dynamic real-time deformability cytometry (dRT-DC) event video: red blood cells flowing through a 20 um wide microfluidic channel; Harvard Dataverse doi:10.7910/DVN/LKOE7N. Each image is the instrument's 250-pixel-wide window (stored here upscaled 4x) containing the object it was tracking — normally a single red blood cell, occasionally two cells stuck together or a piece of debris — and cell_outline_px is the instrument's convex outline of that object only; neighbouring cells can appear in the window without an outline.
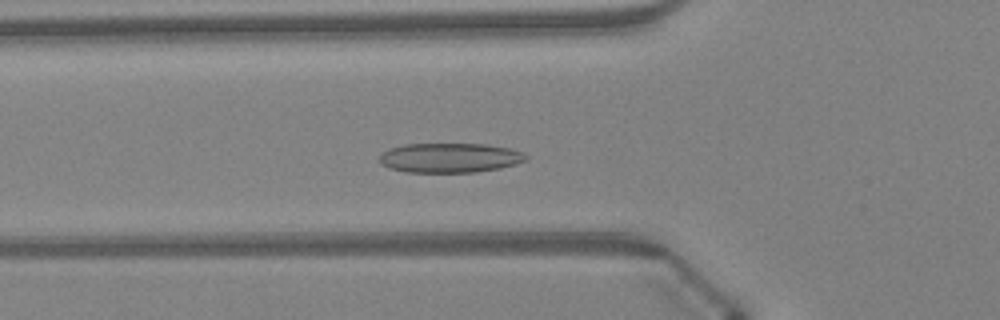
{"species": "Egyptian fruit bat (a non-hibernating species)", "species_latin": "Rousettus aegyptiacus", "temperature_condition": "warm", "stored_images_in_passage": 48, "camera_frame_rate_fps": 3000, "um_per_image_px": 0.085, "animal": {"sex": "female"}, "frame": {"image": 1, "passage_image": 17, "time_ms": 5.333, "image_size_px": [1000, 320], "cell_outline_px": [[528, 160], [516, 164], [500, 168], [476, 172], [408, 172], [388, 168], [380, 164], [380, 156], [388, 148], [404, 144], [488, 144], [512, 148], [524, 152], [528, 156]], "centroid_in_image_um": [38.28, 13.41], "position_along_channel_um": 87.5, "area_um2": 25.55}}
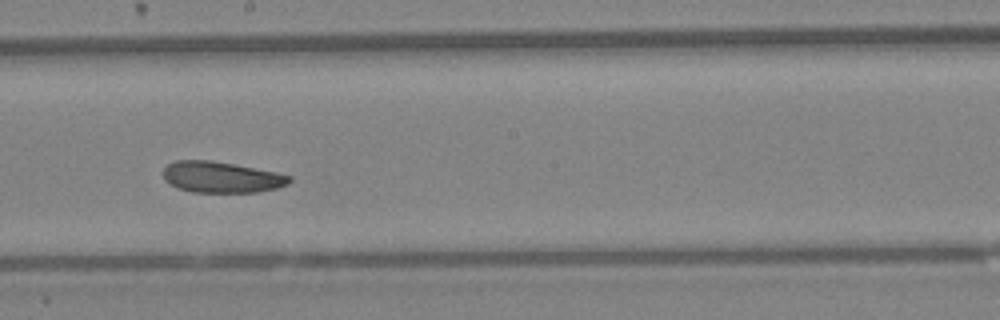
{"frame": {"image": 2, "passage_image": 27, "time_ms": 8.667, "image_size_px": [1000, 320], "cell_outline_px": [[292, 180], [288, 184], [276, 188], [256, 192], [192, 192], [180, 188], [164, 180], [164, 168], [168, 164], [176, 160], [212, 160], [276, 172], [292, 176]], "centroid_in_image_um": [18.84, 15.05], "position_along_channel_um": 229.4, "area_um2": 22.72}}
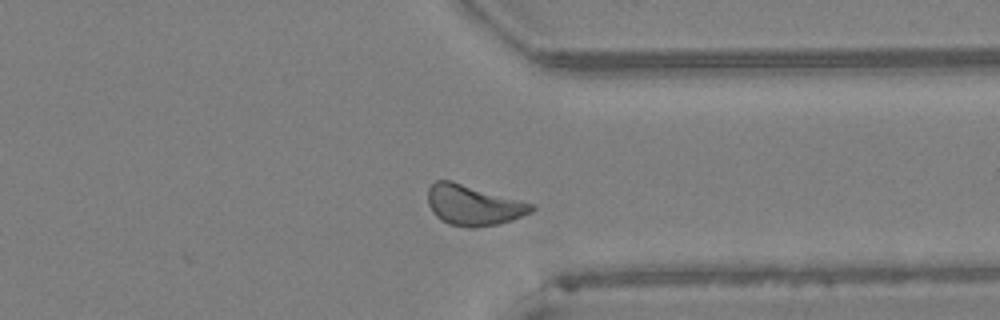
{"frame": {"image": 3, "passage_image": 37, "time_ms": 12.0, "image_size_px": [1000, 320], "cell_outline_px": [[536, 208], [532, 212], [512, 220], [496, 224], [472, 228], [468, 228], [448, 224], [440, 220], [432, 212], [428, 204], [428, 188], [436, 180], [452, 180], [532, 204]], "centroid_in_image_um": [40.2, 17.44], "position_along_channel_um": 371.2, "area_um2": 24.33}, "authors_computed_cell_mechanics": {"area_um2": 24.2182, "velocity_mm_per_s": 4.2621, "shape_relaxation_time_tau1_ms": 4.5966, "shape_relaxation_time_tau2_ms": 6.6399, "deformation_change_tau1": 0.0909, "deformation_change_tau2": 0.1367}}